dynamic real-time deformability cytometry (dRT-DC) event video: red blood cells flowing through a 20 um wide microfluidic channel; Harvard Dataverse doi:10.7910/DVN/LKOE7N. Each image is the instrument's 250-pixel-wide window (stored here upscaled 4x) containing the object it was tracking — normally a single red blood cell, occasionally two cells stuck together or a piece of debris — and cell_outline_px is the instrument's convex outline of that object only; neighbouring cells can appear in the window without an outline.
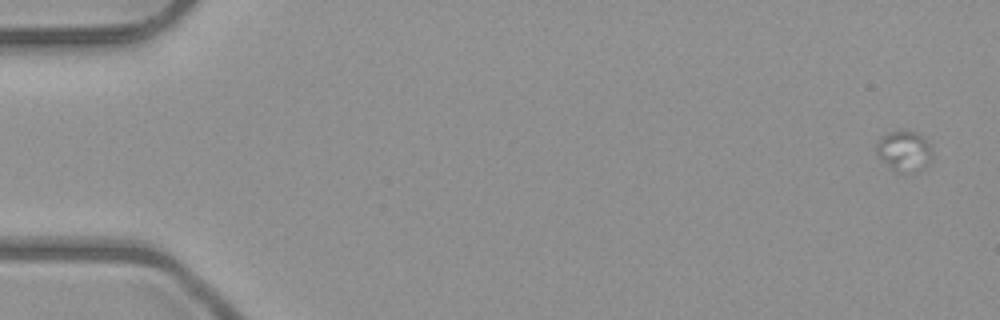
{"species": "common noctule bat (a hibernating species)", "species_latin": "Nyctalus noctula", "temperature_condition": "room temperature", "stored_images_in_passage": 4, "camera_frame_rate_fps": 3000, "um_per_image_px": 0.085, "animal": {"sex": "male", "body_mass_g": 23.1, "forearm_length_mm": 52.7}, "frame": {"image": 1, "passage_image": 1, "time_ms": 0.0, "image_size_px": [1000, 320], "cell_outline_px": [[932, 160], [928, 164], [896, 172], [876, 156], [876, 144], [880, 136], [888, 132], [920, 132], [924, 136], [932, 152]], "centroid_in_image_um": [76.81, 12.78], "position_along_channel_um": 8.2, "area_um2": 12.72}}